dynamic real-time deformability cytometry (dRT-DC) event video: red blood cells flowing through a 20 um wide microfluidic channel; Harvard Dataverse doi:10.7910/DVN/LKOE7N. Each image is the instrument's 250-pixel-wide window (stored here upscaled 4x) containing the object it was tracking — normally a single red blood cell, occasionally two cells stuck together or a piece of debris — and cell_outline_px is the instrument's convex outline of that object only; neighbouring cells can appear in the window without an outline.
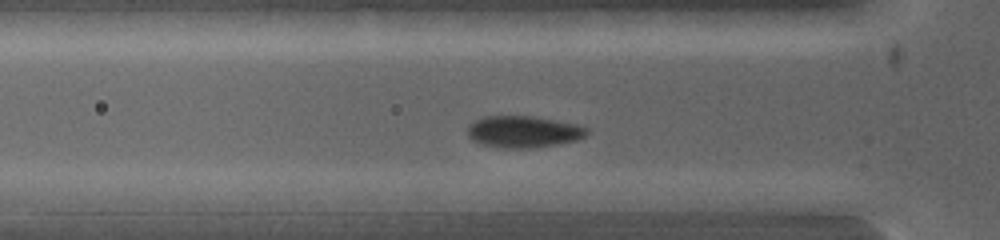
{"species": "common noctule bat (a hibernating species)", "species_latin": "Nyctalus noctula", "temperature_condition": "warm", "stored_images_in_passage": 13, "camera_frame_rate_fps": 5000, "um_per_image_px": 0.085, "animal": {"sex": "female", "body_mass_g": 19.0, "forearm_length_mm": 53.3}, "frame": {"image": 1, "passage_image": 8, "time_ms": 1.8, "image_size_px": [1000, 240], "cell_outline_px": [[588, 132], [584, 136], [576, 140], [528, 148], [504, 148], [484, 144], [472, 140], [468, 136], [468, 124], [484, 116], [532, 116], [576, 124], [588, 128]], "centroid_in_image_um": [44.45, 11.18], "position_along_channel_um": 81.3, "area_um2": 21.68}}
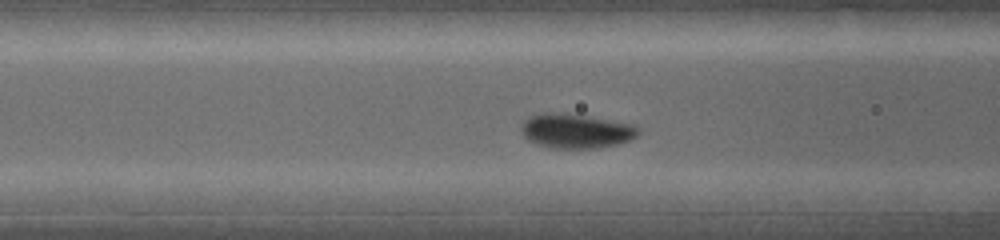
{"frame": {"image": 2, "passage_image": 10, "time_ms": 2.4, "image_size_px": [1000, 240], "cell_outline_px": [[640, 132], [636, 136], [628, 140], [616, 144], [592, 148], [560, 148], [540, 144], [528, 140], [520, 132], [520, 128], [524, 120], [532, 116], [584, 116], [632, 124]], "centroid_in_image_um": [48.98, 11.18], "position_along_channel_um": 117.6, "area_um2": 21.96}}